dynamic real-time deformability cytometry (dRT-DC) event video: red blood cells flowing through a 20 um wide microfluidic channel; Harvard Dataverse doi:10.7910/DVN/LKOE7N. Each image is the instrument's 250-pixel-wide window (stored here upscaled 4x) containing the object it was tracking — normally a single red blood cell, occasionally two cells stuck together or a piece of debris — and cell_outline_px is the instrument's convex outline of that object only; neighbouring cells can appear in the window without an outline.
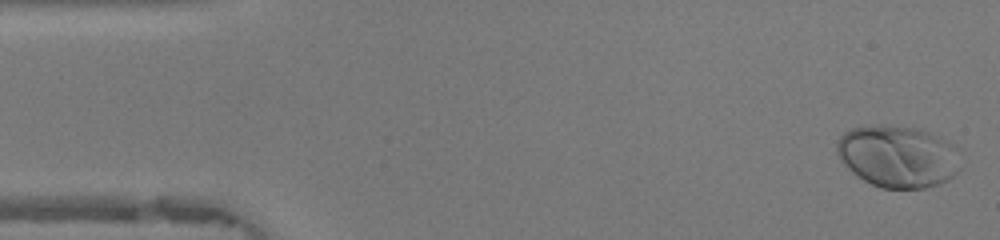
{"species": "human", "species_latin": "Homo sapiens", "temperature_condition": "warm", "stored_images_in_passage": 48, "camera_frame_rate_fps": 3000, "um_per_image_px": 0.085, "donor": {"sex": "female"}, "frame": {"image": 1, "passage_image": 2, "time_ms": 0.333, "image_size_px": [1000, 240], "cell_outline_px": [[960, 168], [948, 180], [940, 184], [924, 188], [880, 188], [864, 180], [852, 172], [840, 160], [836, 152], [836, 144], [840, 136], [844, 132], [852, 128], [872, 124], [880, 124], [920, 128], [932, 132], [940, 136], [952, 144]], "centroid_in_image_um": [76.28, 13.27], "position_along_channel_um": 8.7, "area_um2": 44.91}}
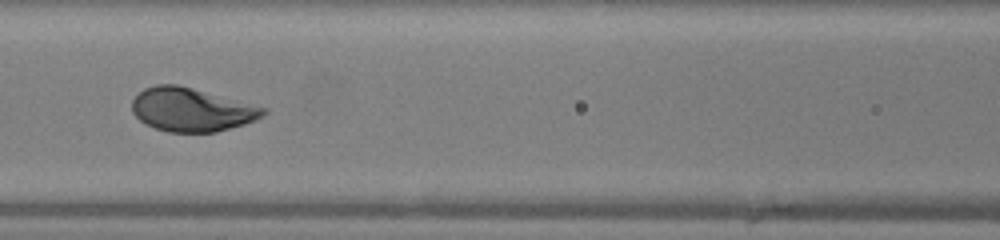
{"frame": {"image": 2, "passage_image": 21, "time_ms": 6.667, "image_size_px": [1000, 240], "cell_outline_px": [[268, 112], [264, 116], [256, 120], [244, 124], [216, 132], [168, 132], [156, 128], [140, 120], [132, 112], [132, 100], [144, 88], [156, 84], [176, 84], [192, 88], [268, 108]], "centroid_in_image_um": [16.3, 9.32], "position_along_channel_um": 150.3, "area_um2": 33.18}}
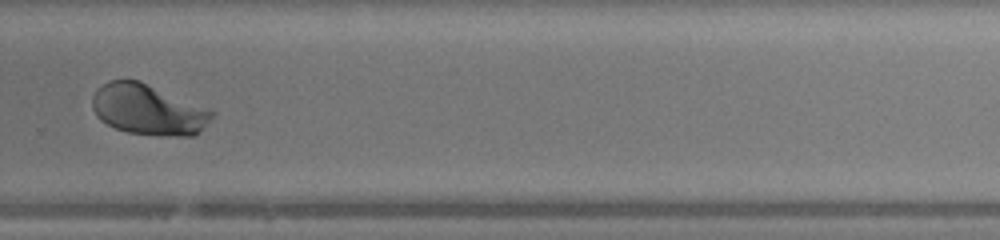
{"frame": {"image": 3, "passage_image": 33, "time_ms": 10.667, "image_size_px": [1000, 240], "cell_outline_px": [[216, 112], [200, 132], [192, 136], [160, 136], [128, 132], [116, 128], [100, 120], [96, 116], [92, 108], [92, 96], [108, 80], [140, 80], [212, 108]], "centroid_in_image_um": [12.66, 9.31], "position_along_channel_um": 317.1, "area_um2": 35.78}, "authors_computed_cell_mechanics": {"area_um2": 35.1424, "velocity_mm_per_s": 4.1882, "shape_relaxation_time_tau1_ms": 1.822, "shape_relaxation_time_tau2_ms": null, "deformation_change_tau1": 0.1443, "deformation_change_tau2": null}}